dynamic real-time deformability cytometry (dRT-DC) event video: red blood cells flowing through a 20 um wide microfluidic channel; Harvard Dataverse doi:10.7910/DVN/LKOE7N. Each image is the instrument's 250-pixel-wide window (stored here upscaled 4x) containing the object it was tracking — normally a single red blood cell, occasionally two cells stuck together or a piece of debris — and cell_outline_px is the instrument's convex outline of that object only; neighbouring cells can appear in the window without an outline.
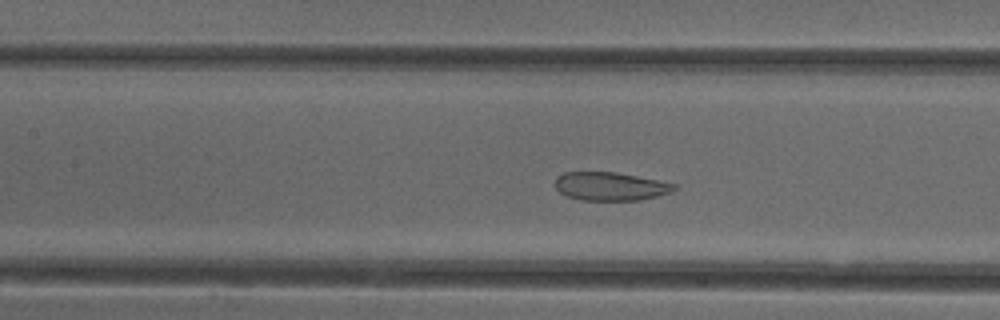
{"species": "common noctule bat (a hibernating species)", "species_latin": "Nyctalus noctula", "temperature_condition": "cold", "stored_images_in_passage": 48, "camera_frame_rate_fps": 3000, "um_per_image_px": 0.085, "animal": {"sex": "female"}, "frame": {"image": 1, "passage_image": 19, "time_ms": 6.0, "image_size_px": [1000, 320], "cell_outline_px": [[680, 188], [672, 192], [640, 200], [580, 200], [568, 196], [560, 192], [556, 188], [556, 176], [564, 172], [616, 172], [676, 184]], "centroid_in_image_um": [51.9, 15.84], "position_along_channel_um": 155.5, "area_um2": 19.65}}
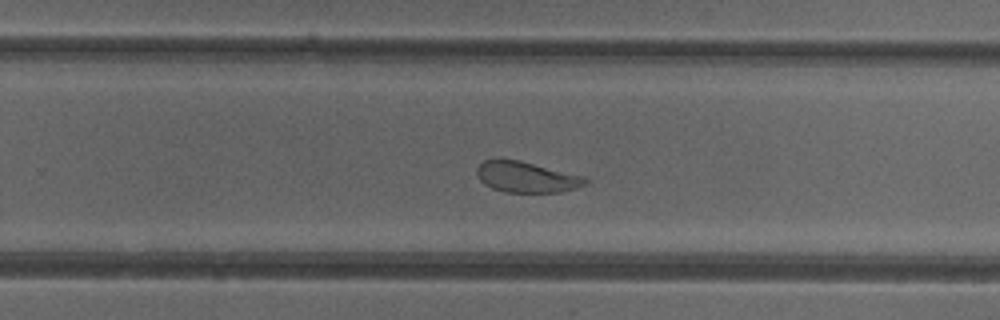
{"frame": {"image": 2, "passage_image": 29, "time_ms": 9.333, "image_size_px": [1000, 320], "cell_outline_px": [[588, 184], [576, 188], [560, 192], [504, 192], [492, 188], [484, 184], [480, 180], [476, 172], [476, 168], [484, 160], [520, 160], [584, 176], [588, 180]], "centroid_in_image_um": [44.77, 15.06], "position_along_channel_um": 285.0, "area_um2": 19.42}}
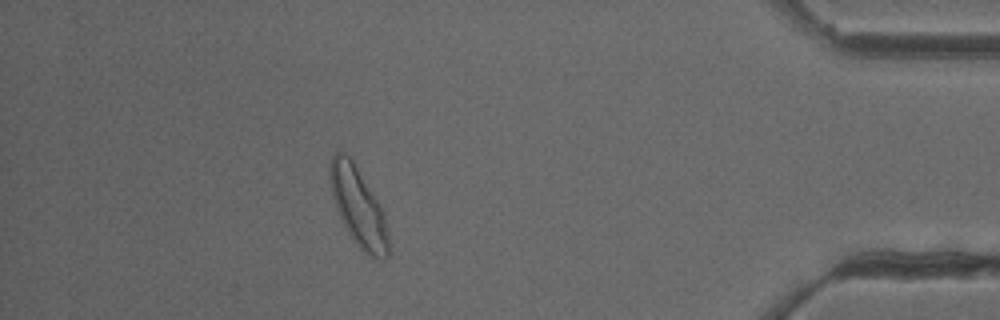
{"frame": {"image": 3, "passage_image": 42, "time_ms": 13.667, "image_size_px": [1000, 320], "cell_outline_px": [[388, 256], [384, 260], [368, 256], [356, 244], [348, 232], [336, 208], [332, 196], [328, 180], [328, 172], [332, 156], [336, 152], [340, 152], [348, 156], [352, 160], [384, 212], [388, 232]], "centroid_in_image_um": [30.44, 17.61], "position_along_channel_um": 404.8, "area_um2": 26.59}, "authors_computed_cell_mechanics": {"area_um2": 22.8888, "velocity_mm_per_s": 3.9024, "shape_relaxation_time_tau1_ms": null, "shape_relaxation_time_tau2_ms": 1.1543, "deformation_change_tau1": null, "deformation_change_tau2": 0.0694}}